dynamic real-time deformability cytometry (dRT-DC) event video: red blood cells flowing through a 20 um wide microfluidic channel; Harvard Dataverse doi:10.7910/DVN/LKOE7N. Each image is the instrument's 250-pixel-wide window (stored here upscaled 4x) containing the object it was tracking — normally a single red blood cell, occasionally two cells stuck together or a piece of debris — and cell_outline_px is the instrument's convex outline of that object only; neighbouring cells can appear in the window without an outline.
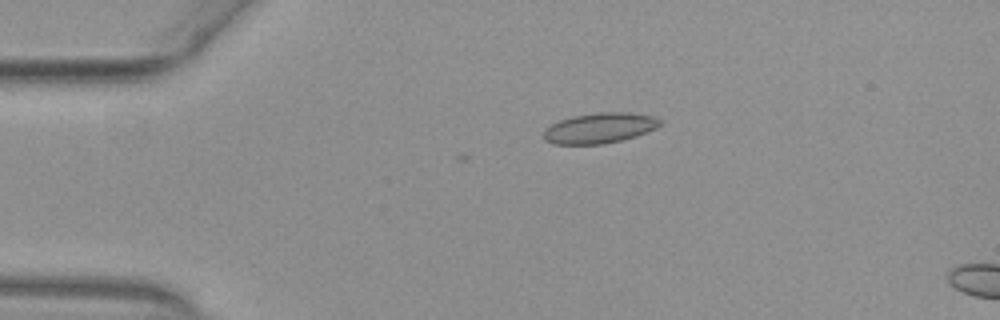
{"species": "common noctule bat (a hibernating species)", "species_latin": "Nyctalus noctula", "temperature_condition": "warm", "stored_images_in_passage": 5, "camera_frame_rate_fps": 3000, "um_per_image_px": 0.085, "animal": {"sex": "female", "body_mass_g": 29.2, "forearm_length_mm": 56.3}, "frame": {"image": 1, "passage_image": 1, "time_ms": 0.0, "image_size_px": [1000, 320], "cell_outline_px": [[660, 124], [656, 128], [636, 136], [604, 144], [552, 144], [544, 140], [544, 128], [560, 120], [576, 116], [600, 112], [628, 112], [652, 116], [660, 120]], "centroid_in_image_um": [50.94, 10.89], "position_along_channel_um": 34.1, "area_um2": 20.4}}